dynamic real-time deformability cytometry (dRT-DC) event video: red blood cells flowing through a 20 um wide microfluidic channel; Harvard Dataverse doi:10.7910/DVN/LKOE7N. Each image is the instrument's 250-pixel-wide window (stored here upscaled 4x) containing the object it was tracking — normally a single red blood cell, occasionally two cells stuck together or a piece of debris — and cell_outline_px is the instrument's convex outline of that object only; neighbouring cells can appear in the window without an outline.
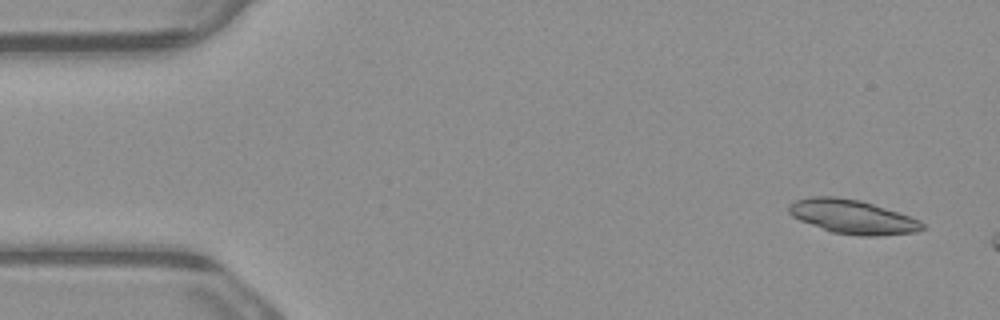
{"species": "common noctule bat (a hibernating species)", "species_latin": "Nyctalus noctula", "temperature_condition": "warm", "stored_images_in_passage": 4, "camera_frame_rate_fps": 3000, "um_per_image_px": 0.085, "animal": {"sex": "male", "body_mass_g": 23.1, "forearm_length_mm": 52.7}, "frame": {"image": 1, "passage_image": 1, "time_ms": 0.0, "image_size_px": [1000, 320], "cell_outline_px": [[924, 228], [916, 232], [880, 236], [856, 236], [832, 232], [800, 220], [792, 216], [788, 212], [788, 204], [796, 200], [812, 196], [836, 196], [860, 200], [912, 216], [920, 220], [924, 224]], "centroid_in_image_um": [72.48, 18.42], "position_along_channel_um": 12.5, "area_um2": 26.65}}